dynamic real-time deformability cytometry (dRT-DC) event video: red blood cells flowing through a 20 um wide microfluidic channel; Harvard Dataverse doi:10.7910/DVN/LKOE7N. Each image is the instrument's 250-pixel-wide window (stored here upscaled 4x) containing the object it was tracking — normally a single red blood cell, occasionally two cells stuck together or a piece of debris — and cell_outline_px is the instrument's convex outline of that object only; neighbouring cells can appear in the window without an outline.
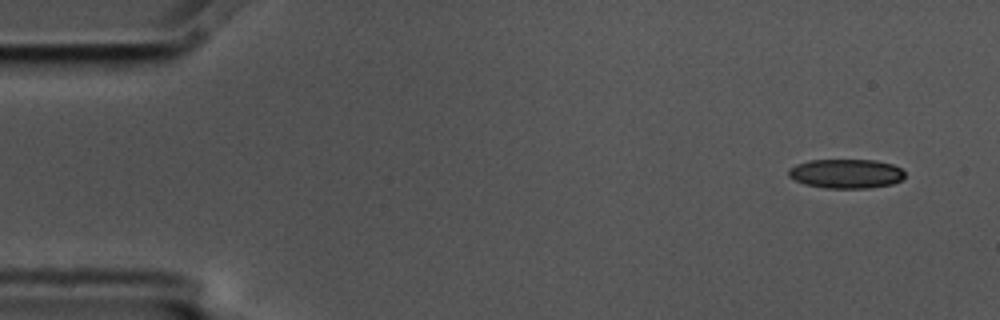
{"species": "common noctule bat (a hibernating species)", "species_latin": "Nyctalus noctula", "temperature_condition": "cold", "stored_images_in_passage": 4, "segment_of_instrument_passage": [2, 2], "camera_frame_rate_fps": 3000, "um_per_image_px": 0.085, "animal": {"sex": "male", "body_mass_g": 17.5, "forearm_length_mm": 52.3}, "frame": {"image": 1, "passage_image": 4, "time_ms": 1.0, "image_size_px": [1000, 320], "cell_outline_px": [[904, 176], [900, 180], [892, 184], [868, 188], [824, 188], [804, 184], [788, 176], [788, 168], [796, 164], [808, 160], [876, 160], [892, 164], [900, 168], [904, 172]], "centroid_in_image_um": [71.89, 14.76], "position_along_channel_um": 13.1, "area_um2": 19.88}}